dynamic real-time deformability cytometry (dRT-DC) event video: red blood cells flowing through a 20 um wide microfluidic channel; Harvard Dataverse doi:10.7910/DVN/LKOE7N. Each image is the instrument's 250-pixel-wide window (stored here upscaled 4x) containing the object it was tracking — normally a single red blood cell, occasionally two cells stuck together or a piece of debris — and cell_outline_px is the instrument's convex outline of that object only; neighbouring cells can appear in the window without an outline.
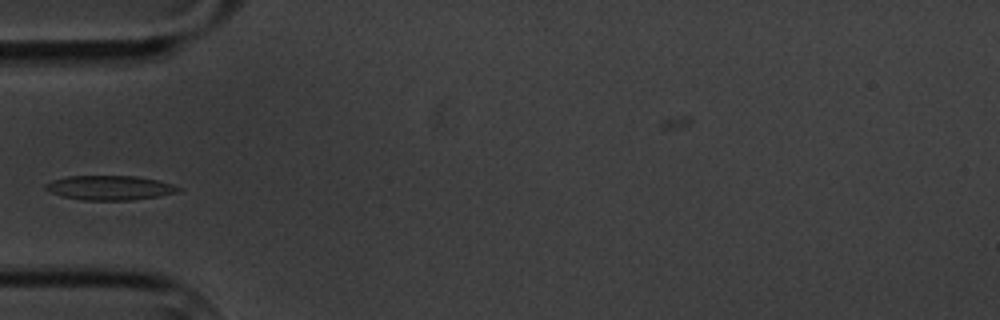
{"species": "common noctule bat (a hibernating species)", "species_latin": "Nyctalus noctula", "temperature_condition": "cold", "stored_images_in_passage": 7, "camera_frame_rate_fps": 3000, "um_per_image_px": 0.085, "animal": {"sex": "male", "body_mass_g": 20.1, "forearm_length_mm": 53.5}, "frame": {"image": 1, "passage_image": 4, "time_ms": 3.667, "image_size_px": [1000, 320], "cell_outline_px": [[180, 192], [160, 196], [128, 200], [80, 200], [60, 196], [48, 192], [44, 188], [44, 184], [52, 180], [68, 176], [136, 176], [156, 180], [172, 184], [180, 188]], "centroid_in_image_um": [9.27, 15.96], "position_along_channel_um": 75.7, "area_um2": 19.02}}
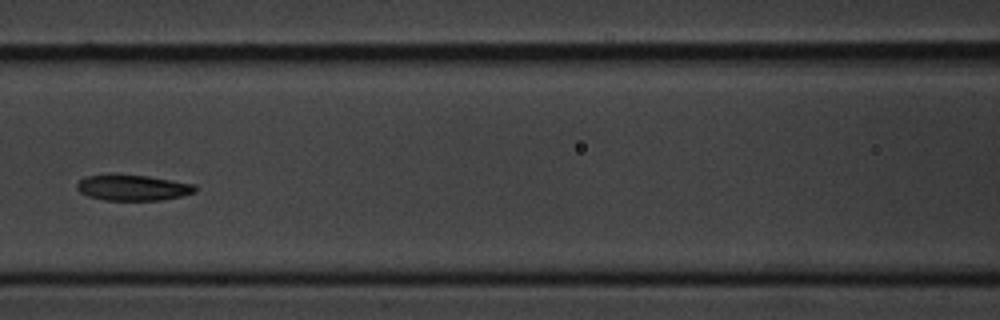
{"frame": {"image": 2, "passage_image": 6, "time_ms": 6.0, "image_size_px": [1000, 320], "cell_outline_px": [[196, 192], [180, 196], [160, 200], [104, 200], [88, 196], [80, 192], [76, 188], [76, 184], [80, 180], [88, 176], [112, 172], [116, 172], [148, 176], [196, 184]], "centroid_in_image_um": [11.25, 15.92], "position_along_channel_um": 155.3, "area_um2": 18.21}}
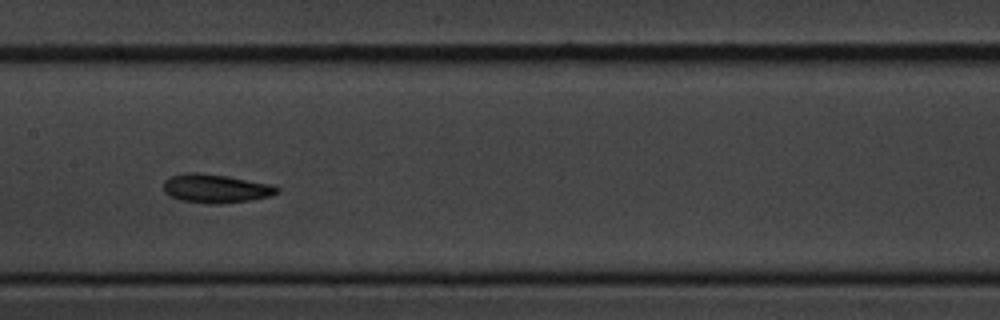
{"frame": {"image": 3, "passage_image": 7, "time_ms": 7.0, "image_size_px": [1000, 320], "cell_outline_px": [[280, 192], [268, 196], [248, 200], [220, 204], [208, 204], [180, 200], [164, 192], [164, 180], [172, 176], [184, 172], [200, 172], [228, 176], [272, 184], [280, 188]], "centroid_in_image_um": [18.34, 16.01], "position_along_channel_um": 189.1, "area_um2": 19.07}}